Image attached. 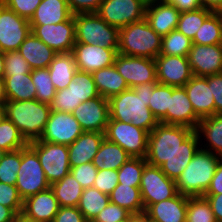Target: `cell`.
I'll return each mask as SVG.
<instances>
[{"label":"cell","mask_w":222,"mask_h":222,"mask_svg":"<svg viewBox=\"0 0 222 222\" xmlns=\"http://www.w3.org/2000/svg\"><path fill=\"white\" fill-rule=\"evenodd\" d=\"M155 85L141 84L110 97L109 120L131 123L150 133L159 123L148 107Z\"/></svg>","instance_id":"cell-1"},{"label":"cell","mask_w":222,"mask_h":222,"mask_svg":"<svg viewBox=\"0 0 222 222\" xmlns=\"http://www.w3.org/2000/svg\"><path fill=\"white\" fill-rule=\"evenodd\" d=\"M50 112L48 104L36 99L5 103L6 118L11 120L28 143L40 139Z\"/></svg>","instance_id":"cell-2"},{"label":"cell","mask_w":222,"mask_h":222,"mask_svg":"<svg viewBox=\"0 0 222 222\" xmlns=\"http://www.w3.org/2000/svg\"><path fill=\"white\" fill-rule=\"evenodd\" d=\"M220 158L200 148L175 181L178 193L189 197L204 196Z\"/></svg>","instance_id":"cell-3"},{"label":"cell","mask_w":222,"mask_h":222,"mask_svg":"<svg viewBox=\"0 0 222 222\" xmlns=\"http://www.w3.org/2000/svg\"><path fill=\"white\" fill-rule=\"evenodd\" d=\"M161 43L162 37L145 18L119 29V54L155 59L160 54Z\"/></svg>","instance_id":"cell-4"},{"label":"cell","mask_w":222,"mask_h":222,"mask_svg":"<svg viewBox=\"0 0 222 222\" xmlns=\"http://www.w3.org/2000/svg\"><path fill=\"white\" fill-rule=\"evenodd\" d=\"M193 131L186 126L159 122L148 134L147 155L145 157L147 163L160 167L177 151L182 142Z\"/></svg>","instance_id":"cell-5"},{"label":"cell","mask_w":222,"mask_h":222,"mask_svg":"<svg viewBox=\"0 0 222 222\" xmlns=\"http://www.w3.org/2000/svg\"><path fill=\"white\" fill-rule=\"evenodd\" d=\"M75 43L118 49L119 28L107 24L97 13L74 14Z\"/></svg>","instance_id":"cell-6"},{"label":"cell","mask_w":222,"mask_h":222,"mask_svg":"<svg viewBox=\"0 0 222 222\" xmlns=\"http://www.w3.org/2000/svg\"><path fill=\"white\" fill-rule=\"evenodd\" d=\"M15 186L23 201L31 195L50 188L37 153L29 145L21 149V165Z\"/></svg>","instance_id":"cell-7"},{"label":"cell","mask_w":222,"mask_h":222,"mask_svg":"<svg viewBox=\"0 0 222 222\" xmlns=\"http://www.w3.org/2000/svg\"><path fill=\"white\" fill-rule=\"evenodd\" d=\"M36 153L50 185L70 172L68 146L35 140L28 144Z\"/></svg>","instance_id":"cell-8"},{"label":"cell","mask_w":222,"mask_h":222,"mask_svg":"<svg viewBox=\"0 0 222 222\" xmlns=\"http://www.w3.org/2000/svg\"><path fill=\"white\" fill-rule=\"evenodd\" d=\"M148 132L131 123L109 120L104 136L117 143L131 157L145 158L147 155Z\"/></svg>","instance_id":"cell-9"},{"label":"cell","mask_w":222,"mask_h":222,"mask_svg":"<svg viewBox=\"0 0 222 222\" xmlns=\"http://www.w3.org/2000/svg\"><path fill=\"white\" fill-rule=\"evenodd\" d=\"M139 188L144 210L151 204L173 198L178 194L175 181L167 177L160 167L148 163L144 166Z\"/></svg>","instance_id":"cell-10"},{"label":"cell","mask_w":222,"mask_h":222,"mask_svg":"<svg viewBox=\"0 0 222 222\" xmlns=\"http://www.w3.org/2000/svg\"><path fill=\"white\" fill-rule=\"evenodd\" d=\"M146 0H103L96 12L107 24L122 28L145 18Z\"/></svg>","instance_id":"cell-11"},{"label":"cell","mask_w":222,"mask_h":222,"mask_svg":"<svg viewBox=\"0 0 222 222\" xmlns=\"http://www.w3.org/2000/svg\"><path fill=\"white\" fill-rule=\"evenodd\" d=\"M114 66L129 88L157 84L155 59L117 54Z\"/></svg>","instance_id":"cell-12"},{"label":"cell","mask_w":222,"mask_h":222,"mask_svg":"<svg viewBox=\"0 0 222 222\" xmlns=\"http://www.w3.org/2000/svg\"><path fill=\"white\" fill-rule=\"evenodd\" d=\"M30 32L29 20L18 16L0 1V51H18Z\"/></svg>","instance_id":"cell-13"},{"label":"cell","mask_w":222,"mask_h":222,"mask_svg":"<svg viewBox=\"0 0 222 222\" xmlns=\"http://www.w3.org/2000/svg\"><path fill=\"white\" fill-rule=\"evenodd\" d=\"M31 31L57 53H71L76 42L74 15L57 24L31 25Z\"/></svg>","instance_id":"cell-14"},{"label":"cell","mask_w":222,"mask_h":222,"mask_svg":"<svg viewBox=\"0 0 222 222\" xmlns=\"http://www.w3.org/2000/svg\"><path fill=\"white\" fill-rule=\"evenodd\" d=\"M83 132L72 113L51 110L45 129L38 140L68 146Z\"/></svg>","instance_id":"cell-15"},{"label":"cell","mask_w":222,"mask_h":222,"mask_svg":"<svg viewBox=\"0 0 222 222\" xmlns=\"http://www.w3.org/2000/svg\"><path fill=\"white\" fill-rule=\"evenodd\" d=\"M155 64L156 78L160 84L183 87L193 77L188 57L159 54Z\"/></svg>","instance_id":"cell-16"},{"label":"cell","mask_w":222,"mask_h":222,"mask_svg":"<svg viewBox=\"0 0 222 222\" xmlns=\"http://www.w3.org/2000/svg\"><path fill=\"white\" fill-rule=\"evenodd\" d=\"M72 115L83 131L104 133L110 119L109 101L105 97L98 96L82 102L73 110Z\"/></svg>","instance_id":"cell-17"},{"label":"cell","mask_w":222,"mask_h":222,"mask_svg":"<svg viewBox=\"0 0 222 222\" xmlns=\"http://www.w3.org/2000/svg\"><path fill=\"white\" fill-rule=\"evenodd\" d=\"M77 70L92 73L114 64L118 49L75 43L72 52Z\"/></svg>","instance_id":"cell-18"},{"label":"cell","mask_w":222,"mask_h":222,"mask_svg":"<svg viewBox=\"0 0 222 222\" xmlns=\"http://www.w3.org/2000/svg\"><path fill=\"white\" fill-rule=\"evenodd\" d=\"M188 61L193 76L207 77L222 73V44H192Z\"/></svg>","instance_id":"cell-19"},{"label":"cell","mask_w":222,"mask_h":222,"mask_svg":"<svg viewBox=\"0 0 222 222\" xmlns=\"http://www.w3.org/2000/svg\"><path fill=\"white\" fill-rule=\"evenodd\" d=\"M181 12L172 4L164 1L147 2L145 19L150 27L161 37L177 29Z\"/></svg>","instance_id":"cell-20"},{"label":"cell","mask_w":222,"mask_h":222,"mask_svg":"<svg viewBox=\"0 0 222 222\" xmlns=\"http://www.w3.org/2000/svg\"><path fill=\"white\" fill-rule=\"evenodd\" d=\"M59 208L53 190L48 188L23 201L22 215L37 222H53Z\"/></svg>","instance_id":"cell-21"},{"label":"cell","mask_w":222,"mask_h":222,"mask_svg":"<svg viewBox=\"0 0 222 222\" xmlns=\"http://www.w3.org/2000/svg\"><path fill=\"white\" fill-rule=\"evenodd\" d=\"M200 119L197 117L184 87H174L167 109V124L182 125L196 130Z\"/></svg>","instance_id":"cell-22"},{"label":"cell","mask_w":222,"mask_h":222,"mask_svg":"<svg viewBox=\"0 0 222 222\" xmlns=\"http://www.w3.org/2000/svg\"><path fill=\"white\" fill-rule=\"evenodd\" d=\"M183 87L200 120L215 114L214 96L207 77L193 76Z\"/></svg>","instance_id":"cell-23"},{"label":"cell","mask_w":222,"mask_h":222,"mask_svg":"<svg viewBox=\"0 0 222 222\" xmlns=\"http://www.w3.org/2000/svg\"><path fill=\"white\" fill-rule=\"evenodd\" d=\"M188 196L177 194L173 198L149 205L144 213L151 222H186Z\"/></svg>","instance_id":"cell-24"},{"label":"cell","mask_w":222,"mask_h":222,"mask_svg":"<svg viewBox=\"0 0 222 222\" xmlns=\"http://www.w3.org/2000/svg\"><path fill=\"white\" fill-rule=\"evenodd\" d=\"M200 149V138L194 130L161 166L167 177L176 181L180 174L190 163L196 152Z\"/></svg>","instance_id":"cell-25"},{"label":"cell","mask_w":222,"mask_h":222,"mask_svg":"<svg viewBox=\"0 0 222 222\" xmlns=\"http://www.w3.org/2000/svg\"><path fill=\"white\" fill-rule=\"evenodd\" d=\"M104 138L102 132L84 131L72 144L68 145L70 167L92 162Z\"/></svg>","instance_id":"cell-26"},{"label":"cell","mask_w":222,"mask_h":222,"mask_svg":"<svg viewBox=\"0 0 222 222\" xmlns=\"http://www.w3.org/2000/svg\"><path fill=\"white\" fill-rule=\"evenodd\" d=\"M19 53L28 62L30 68H48L54 57L58 54L37 38L32 31L18 49Z\"/></svg>","instance_id":"cell-27"},{"label":"cell","mask_w":222,"mask_h":222,"mask_svg":"<svg viewBox=\"0 0 222 222\" xmlns=\"http://www.w3.org/2000/svg\"><path fill=\"white\" fill-rule=\"evenodd\" d=\"M71 13L67 0H42L29 20L30 25H50L67 21Z\"/></svg>","instance_id":"cell-28"},{"label":"cell","mask_w":222,"mask_h":222,"mask_svg":"<svg viewBox=\"0 0 222 222\" xmlns=\"http://www.w3.org/2000/svg\"><path fill=\"white\" fill-rule=\"evenodd\" d=\"M195 131L201 140L200 143L206 139V144L204 141V145H200L201 149L222 157V114L201 119Z\"/></svg>","instance_id":"cell-29"},{"label":"cell","mask_w":222,"mask_h":222,"mask_svg":"<svg viewBox=\"0 0 222 222\" xmlns=\"http://www.w3.org/2000/svg\"><path fill=\"white\" fill-rule=\"evenodd\" d=\"M91 74L99 95L107 99L120 94L129 88L124 78L115 68L114 64L109 67L96 70Z\"/></svg>","instance_id":"cell-30"},{"label":"cell","mask_w":222,"mask_h":222,"mask_svg":"<svg viewBox=\"0 0 222 222\" xmlns=\"http://www.w3.org/2000/svg\"><path fill=\"white\" fill-rule=\"evenodd\" d=\"M56 91L66 89L77 71L72 53H58L48 67Z\"/></svg>","instance_id":"cell-31"},{"label":"cell","mask_w":222,"mask_h":222,"mask_svg":"<svg viewBox=\"0 0 222 222\" xmlns=\"http://www.w3.org/2000/svg\"><path fill=\"white\" fill-rule=\"evenodd\" d=\"M130 157L117 143L104 138L92 163L98 170H118Z\"/></svg>","instance_id":"cell-32"},{"label":"cell","mask_w":222,"mask_h":222,"mask_svg":"<svg viewBox=\"0 0 222 222\" xmlns=\"http://www.w3.org/2000/svg\"><path fill=\"white\" fill-rule=\"evenodd\" d=\"M7 101H25L36 99V89L31 73L4 76Z\"/></svg>","instance_id":"cell-33"},{"label":"cell","mask_w":222,"mask_h":222,"mask_svg":"<svg viewBox=\"0 0 222 222\" xmlns=\"http://www.w3.org/2000/svg\"><path fill=\"white\" fill-rule=\"evenodd\" d=\"M60 207H77L83 188L75 177L69 172L61 180L50 185Z\"/></svg>","instance_id":"cell-34"},{"label":"cell","mask_w":222,"mask_h":222,"mask_svg":"<svg viewBox=\"0 0 222 222\" xmlns=\"http://www.w3.org/2000/svg\"><path fill=\"white\" fill-rule=\"evenodd\" d=\"M109 197L111 203L123 207L131 214H140L145 211L139 187L118 183Z\"/></svg>","instance_id":"cell-35"},{"label":"cell","mask_w":222,"mask_h":222,"mask_svg":"<svg viewBox=\"0 0 222 222\" xmlns=\"http://www.w3.org/2000/svg\"><path fill=\"white\" fill-rule=\"evenodd\" d=\"M192 44H222V12H212L202 23Z\"/></svg>","instance_id":"cell-36"},{"label":"cell","mask_w":222,"mask_h":222,"mask_svg":"<svg viewBox=\"0 0 222 222\" xmlns=\"http://www.w3.org/2000/svg\"><path fill=\"white\" fill-rule=\"evenodd\" d=\"M109 202V195L90 187L83 189L77 208L82 212L88 222H92Z\"/></svg>","instance_id":"cell-37"},{"label":"cell","mask_w":222,"mask_h":222,"mask_svg":"<svg viewBox=\"0 0 222 222\" xmlns=\"http://www.w3.org/2000/svg\"><path fill=\"white\" fill-rule=\"evenodd\" d=\"M75 95L76 107L82 102L94 99L99 95L92 74L77 70L71 83L67 86Z\"/></svg>","instance_id":"cell-38"},{"label":"cell","mask_w":222,"mask_h":222,"mask_svg":"<svg viewBox=\"0 0 222 222\" xmlns=\"http://www.w3.org/2000/svg\"><path fill=\"white\" fill-rule=\"evenodd\" d=\"M173 86L157 83L150 95L148 107L158 122L167 124V109L170 97H172Z\"/></svg>","instance_id":"cell-39"},{"label":"cell","mask_w":222,"mask_h":222,"mask_svg":"<svg viewBox=\"0 0 222 222\" xmlns=\"http://www.w3.org/2000/svg\"><path fill=\"white\" fill-rule=\"evenodd\" d=\"M192 40L177 29L162 37L160 54L188 57Z\"/></svg>","instance_id":"cell-40"},{"label":"cell","mask_w":222,"mask_h":222,"mask_svg":"<svg viewBox=\"0 0 222 222\" xmlns=\"http://www.w3.org/2000/svg\"><path fill=\"white\" fill-rule=\"evenodd\" d=\"M212 13L211 10L203 7L194 11L181 12L177 30L189 39L193 40L196 32L201 27L204 20Z\"/></svg>","instance_id":"cell-41"},{"label":"cell","mask_w":222,"mask_h":222,"mask_svg":"<svg viewBox=\"0 0 222 222\" xmlns=\"http://www.w3.org/2000/svg\"><path fill=\"white\" fill-rule=\"evenodd\" d=\"M31 78L36 89V100L49 105L56 95V89L48 68L31 70Z\"/></svg>","instance_id":"cell-42"},{"label":"cell","mask_w":222,"mask_h":222,"mask_svg":"<svg viewBox=\"0 0 222 222\" xmlns=\"http://www.w3.org/2000/svg\"><path fill=\"white\" fill-rule=\"evenodd\" d=\"M28 144L11 120L5 117L0 122V148L11 152L22 149Z\"/></svg>","instance_id":"cell-43"},{"label":"cell","mask_w":222,"mask_h":222,"mask_svg":"<svg viewBox=\"0 0 222 222\" xmlns=\"http://www.w3.org/2000/svg\"><path fill=\"white\" fill-rule=\"evenodd\" d=\"M147 164L145 158L130 157L118 170V183L139 187L144 166Z\"/></svg>","instance_id":"cell-44"},{"label":"cell","mask_w":222,"mask_h":222,"mask_svg":"<svg viewBox=\"0 0 222 222\" xmlns=\"http://www.w3.org/2000/svg\"><path fill=\"white\" fill-rule=\"evenodd\" d=\"M186 222H217L210 203L205 197L188 196Z\"/></svg>","instance_id":"cell-45"},{"label":"cell","mask_w":222,"mask_h":222,"mask_svg":"<svg viewBox=\"0 0 222 222\" xmlns=\"http://www.w3.org/2000/svg\"><path fill=\"white\" fill-rule=\"evenodd\" d=\"M21 165V149L6 152L0 162V182L15 185Z\"/></svg>","instance_id":"cell-46"},{"label":"cell","mask_w":222,"mask_h":222,"mask_svg":"<svg viewBox=\"0 0 222 222\" xmlns=\"http://www.w3.org/2000/svg\"><path fill=\"white\" fill-rule=\"evenodd\" d=\"M5 73L4 76L31 73V68L19 51L4 52Z\"/></svg>","instance_id":"cell-47"},{"label":"cell","mask_w":222,"mask_h":222,"mask_svg":"<svg viewBox=\"0 0 222 222\" xmlns=\"http://www.w3.org/2000/svg\"><path fill=\"white\" fill-rule=\"evenodd\" d=\"M0 204L11 208L17 215L22 214L23 199L15 185L0 182Z\"/></svg>","instance_id":"cell-48"},{"label":"cell","mask_w":222,"mask_h":222,"mask_svg":"<svg viewBox=\"0 0 222 222\" xmlns=\"http://www.w3.org/2000/svg\"><path fill=\"white\" fill-rule=\"evenodd\" d=\"M49 106L52 111L72 113L76 108L75 95L68 88L58 90Z\"/></svg>","instance_id":"cell-49"},{"label":"cell","mask_w":222,"mask_h":222,"mask_svg":"<svg viewBox=\"0 0 222 222\" xmlns=\"http://www.w3.org/2000/svg\"><path fill=\"white\" fill-rule=\"evenodd\" d=\"M98 169L92 162L71 167L70 173L75 177L83 189L93 187Z\"/></svg>","instance_id":"cell-50"},{"label":"cell","mask_w":222,"mask_h":222,"mask_svg":"<svg viewBox=\"0 0 222 222\" xmlns=\"http://www.w3.org/2000/svg\"><path fill=\"white\" fill-rule=\"evenodd\" d=\"M118 185L117 170H98L93 188L98 189L100 192L110 195L114 188Z\"/></svg>","instance_id":"cell-51"},{"label":"cell","mask_w":222,"mask_h":222,"mask_svg":"<svg viewBox=\"0 0 222 222\" xmlns=\"http://www.w3.org/2000/svg\"><path fill=\"white\" fill-rule=\"evenodd\" d=\"M42 0H1L2 4L14 11L18 16L28 20L34 15Z\"/></svg>","instance_id":"cell-52"},{"label":"cell","mask_w":222,"mask_h":222,"mask_svg":"<svg viewBox=\"0 0 222 222\" xmlns=\"http://www.w3.org/2000/svg\"><path fill=\"white\" fill-rule=\"evenodd\" d=\"M131 215L132 214L123 207L109 202L92 222H121L128 219Z\"/></svg>","instance_id":"cell-53"},{"label":"cell","mask_w":222,"mask_h":222,"mask_svg":"<svg viewBox=\"0 0 222 222\" xmlns=\"http://www.w3.org/2000/svg\"><path fill=\"white\" fill-rule=\"evenodd\" d=\"M207 81L214 96L215 114H222V73L207 76Z\"/></svg>","instance_id":"cell-54"},{"label":"cell","mask_w":222,"mask_h":222,"mask_svg":"<svg viewBox=\"0 0 222 222\" xmlns=\"http://www.w3.org/2000/svg\"><path fill=\"white\" fill-rule=\"evenodd\" d=\"M103 0H67L71 13H96Z\"/></svg>","instance_id":"cell-55"},{"label":"cell","mask_w":222,"mask_h":222,"mask_svg":"<svg viewBox=\"0 0 222 222\" xmlns=\"http://www.w3.org/2000/svg\"><path fill=\"white\" fill-rule=\"evenodd\" d=\"M53 222H88L77 207H60Z\"/></svg>","instance_id":"cell-56"},{"label":"cell","mask_w":222,"mask_h":222,"mask_svg":"<svg viewBox=\"0 0 222 222\" xmlns=\"http://www.w3.org/2000/svg\"><path fill=\"white\" fill-rule=\"evenodd\" d=\"M205 194H222V157L217 164L214 176Z\"/></svg>","instance_id":"cell-57"},{"label":"cell","mask_w":222,"mask_h":222,"mask_svg":"<svg viewBox=\"0 0 222 222\" xmlns=\"http://www.w3.org/2000/svg\"><path fill=\"white\" fill-rule=\"evenodd\" d=\"M217 222H222V194H204Z\"/></svg>","instance_id":"cell-58"},{"label":"cell","mask_w":222,"mask_h":222,"mask_svg":"<svg viewBox=\"0 0 222 222\" xmlns=\"http://www.w3.org/2000/svg\"><path fill=\"white\" fill-rule=\"evenodd\" d=\"M174 5L180 12L194 11L201 8L199 0H162Z\"/></svg>","instance_id":"cell-59"},{"label":"cell","mask_w":222,"mask_h":222,"mask_svg":"<svg viewBox=\"0 0 222 222\" xmlns=\"http://www.w3.org/2000/svg\"><path fill=\"white\" fill-rule=\"evenodd\" d=\"M17 216L11 208L0 204V222H16Z\"/></svg>","instance_id":"cell-60"},{"label":"cell","mask_w":222,"mask_h":222,"mask_svg":"<svg viewBox=\"0 0 222 222\" xmlns=\"http://www.w3.org/2000/svg\"><path fill=\"white\" fill-rule=\"evenodd\" d=\"M201 6L212 12H222V0H199Z\"/></svg>","instance_id":"cell-61"},{"label":"cell","mask_w":222,"mask_h":222,"mask_svg":"<svg viewBox=\"0 0 222 222\" xmlns=\"http://www.w3.org/2000/svg\"><path fill=\"white\" fill-rule=\"evenodd\" d=\"M130 222H151L149 217L143 212L140 214H132L130 216Z\"/></svg>","instance_id":"cell-62"},{"label":"cell","mask_w":222,"mask_h":222,"mask_svg":"<svg viewBox=\"0 0 222 222\" xmlns=\"http://www.w3.org/2000/svg\"><path fill=\"white\" fill-rule=\"evenodd\" d=\"M7 102V96L5 92L4 78H0V103L5 104Z\"/></svg>","instance_id":"cell-63"},{"label":"cell","mask_w":222,"mask_h":222,"mask_svg":"<svg viewBox=\"0 0 222 222\" xmlns=\"http://www.w3.org/2000/svg\"><path fill=\"white\" fill-rule=\"evenodd\" d=\"M4 73H5L4 53L0 51V78H4Z\"/></svg>","instance_id":"cell-64"},{"label":"cell","mask_w":222,"mask_h":222,"mask_svg":"<svg viewBox=\"0 0 222 222\" xmlns=\"http://www.w3.org/2000/svg\"><path fill=\"white\" fill-rule=\"evenodd\" d=\"M16 222H37V221H33L30 219H27L25 216H23L22 214H19L17 216Z\"/></svg>","instance_id":"cell-65"},{"label":"cell","mask_w":222,"mask_h":222,"mask_svg":"<svg viewBox=\"0 0 222 222\" xmlns=\"http://www.w3.org/2000/svg\"><path fill=\"white\" fill-rule=\"evenodd\" d=\"M6 117L5 104L0 103V122Z\"/></svg>","instance_id":"cell-66"},{"label":"cell","mask_w":222,"mask_h":222,"mask_svg":"<svg viewBox=\"0 0 222 222\" xmlns=\"http://www.w3.org/2000/svg\"><path fill=\"white\" fill-rule=\"evenodd\" d=\"M7 151H5L4 149L0 148V162L2 161L4 155L6 154Z\"/></svg>","instance_id":"cell-67"},{"label":"cell","mask_w":222,"mask_h":222,"mask_svg":"<svg viewBox=\"0 0 222 222\" xmlns=\"http://www.w3.org/2000/svg\"><path fill=\"white\" fill-rule=\"evenodd\" d=\"M121 222H130V217L126 220L121 221Z\"/></svg>","instance_id":"cell-68"},{"label":"cell","mask_w":222,"mask_h":222,"mask_svg":"<svg viewBox=\"0 0 222 222\" xmlns=\"http://www.w3.org/2000/svg\"><path fill=\"white\" fill-rule=\"evenodd\" d=\"M147 2H151V1H161V0H146Z\"/></svg>","instance_id":"cell-69"}]
</instances>
